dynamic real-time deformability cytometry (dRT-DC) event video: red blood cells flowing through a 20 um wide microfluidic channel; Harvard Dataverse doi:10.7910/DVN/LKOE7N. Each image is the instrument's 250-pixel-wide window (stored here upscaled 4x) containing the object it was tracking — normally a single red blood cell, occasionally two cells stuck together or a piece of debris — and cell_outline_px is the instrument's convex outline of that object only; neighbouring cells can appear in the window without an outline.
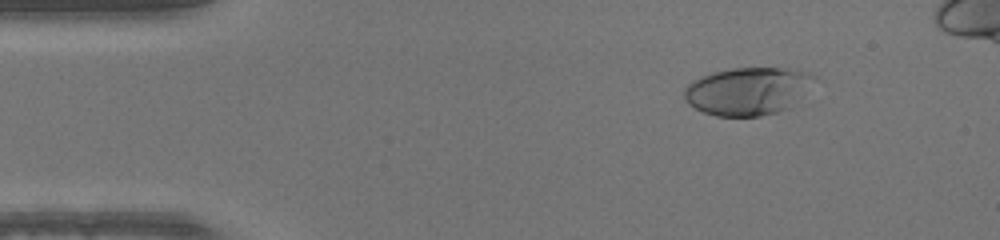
{"species": "human", "species_latin": "Homo sapiens", "temperature_condition": "warm", "stored_images_in_passage": 46, "camera_frame_rate_fps": 3000, "um_per_image_px": 0.085, "donor": {"sex": "male"}, "frame": {"image": 1, "passage_image": 6, "time_ms": 1.667, "image_size_px": [1000, 240], "cell_outline_px": [[816, 76], [788, 108], [776, 112], [760, 116], [716, 116], [704, 112], [688, 104], [684, 100], [684, 88], [692, 80], [700, 76], [712, 72], [732, 68], [780, 68], [808, 72]], "centroid_in_image_um": [63.45, 7.74], "position_along_channel_um": 21.5, "area_um2": 35.6}}
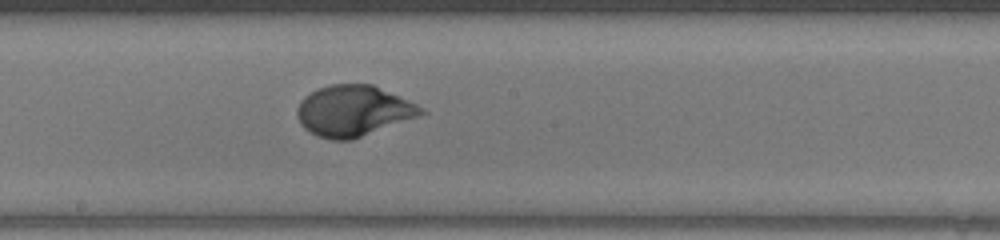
{"frame": {"image": 2, "passage_image": 26, "time_ms": 8.333, "image_size_px": [1000, 240], "cell_outline_px": [[428, 112], [420, 116], [352, 140], [332, 140], [316, 136], [308, 132], [300, 124], [296, 116], [296, 108], [300, 100], [304, 96], [316, 88], [332, 84], [372, 84], [416, 104], [424, 108]], "centroid_in_image_um": [30.0, 9.43], "position_along_channel_um": 218.2, "area_um2": 37.05}}
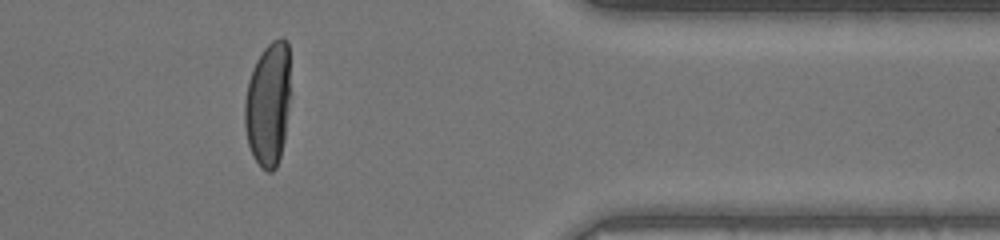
{"frame": {"image": 3, "passage_image": 40, "time_ms": 13.0, "image_size_px": [1000, 240], "cell_outline_px": [[292, 96], [284, 140], [280, 156], [276, 168], [272, 172], [268, 172], [260, 168], [252, 156], [248, 144], [244, 124], [244, 104], [248, 80], [252, 68], [256, 60], [264, 48], [272, 40], [280, 36], [288, 40]], "centroid_in_image_um": [22.83, 8.83], "position_along_channel_um": 388.6, "area_um2": 34.39}}